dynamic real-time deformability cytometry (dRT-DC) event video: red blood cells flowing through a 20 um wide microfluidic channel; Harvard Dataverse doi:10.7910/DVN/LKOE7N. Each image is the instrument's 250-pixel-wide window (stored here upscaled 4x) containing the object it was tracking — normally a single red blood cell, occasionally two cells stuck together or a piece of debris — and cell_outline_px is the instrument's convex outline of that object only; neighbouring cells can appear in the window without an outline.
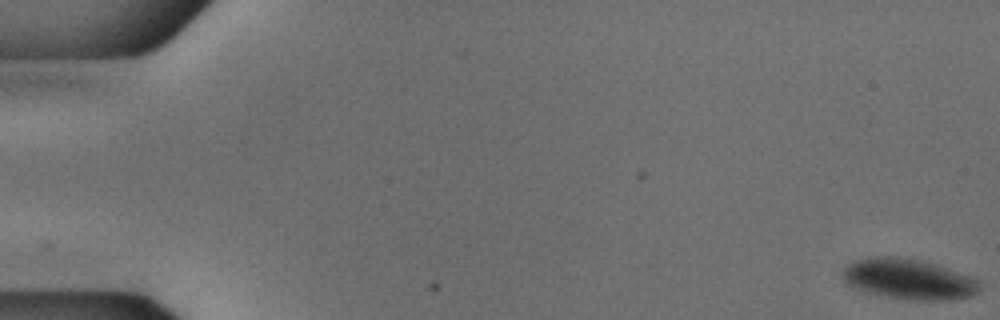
{"species": "common noctule bat (a hibernating species)", "species_latin": "Nyctalus noctula", "temperature_condition": "cold", "stored_images_in_passage": 15, "camera_frame_rate_fps": 3000, "um_per_image_px": 0.085, "animal": {"sex": "male", "body_mass_g": 18.8}, "frame": {"image": 1, "passage_image": 1, "time_ms": 0.0, "image_size_px": [1000, 320], "cell_outline_px": [[980, 288], [976, 292], [968, 296], [948, 300], [908, 300], [868, 292], [844, 284], [840, 280], [840, 276], [844, 268], [852, 260], [868, 256], [900, 256], [920, 260], [968, 276], [976, 280], [980, 284]], "centroid_in_image_um": [77.1, 23.71], "position_along_channel_um": 7.9, "area_um2": 32.19}}
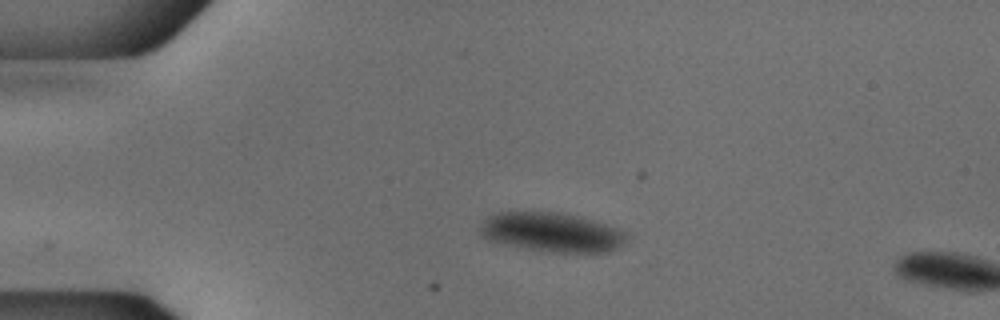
{"frame": {"image": 2, "passage_image": 13, "time_ms": 4.0, "image_size_px": [1000, 320], "cell_outline_px": [[632, 240], [620, 248], [608, 252], [552, 252], [504, 244], [488, 240], [480, 232], [480, 228], [484, 220], [488, 216], [500, 212], [564, 212], [580, 216], [620, 228], [628, 232]], "centroid_in_image_um": [47.04, 19.74], "position_along_channel_um": 38.0, "area_um2": 34.04}}